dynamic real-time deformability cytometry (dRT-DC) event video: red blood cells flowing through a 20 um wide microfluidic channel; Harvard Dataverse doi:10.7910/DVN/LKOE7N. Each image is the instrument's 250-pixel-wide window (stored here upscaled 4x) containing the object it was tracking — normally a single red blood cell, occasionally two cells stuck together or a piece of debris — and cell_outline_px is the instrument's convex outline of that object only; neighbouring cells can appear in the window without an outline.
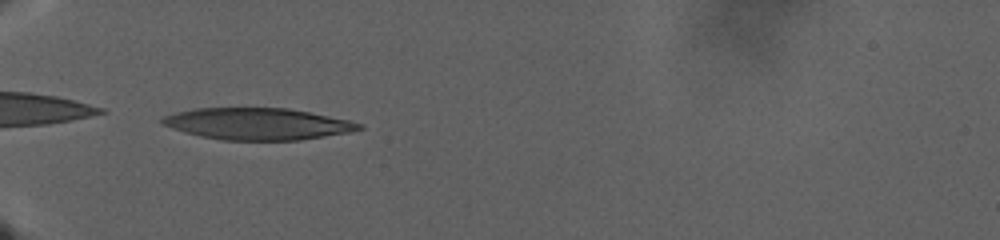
{"species": "human", "species_latin": "Homo sapiens", "temperature_condition": "warm", "stored_images_in_passage": 92, "camera_frame_rate_fps": 3000, "um_per_image_px": 0.085, "donor": {"sex": "male"}, "frame": {"image": 1, "passage_image": 1, "time_ms": 0.0, "image_size_px": [1000, 240], "cell_outline_px": [[364, 128], [352, 132], [300, 140], [220, 140], [200, 136], [184, 132], [160, 124], [160, 116], [176, 112], [196, 108], [288, 108], [348, 120], [364, 124]], "centroid_in_image_um": [21.87, 10.53], "position_along_channel_um": 63.1, "area_um2": 36.53}}
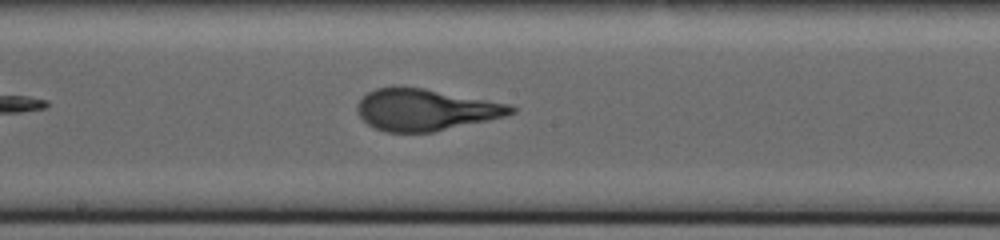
{"frame": {"image": 2, "passage_image": 34, "time_ms": 11.0, "image_size_px": [1000, 240], "cell_outline_px": [[516, 112], [508, 116], [432, 132], [384, 132], [368, 124], [356, 112], [356, 104], [368, 92], [376, 88], [392, 84], [400, 84], [424, 88], [512, 104], [516, 108]], "centroid_in_image_um": [36.16, 9.3], "position_along_channel_um": 212.0, "area_um2": 37.97}}
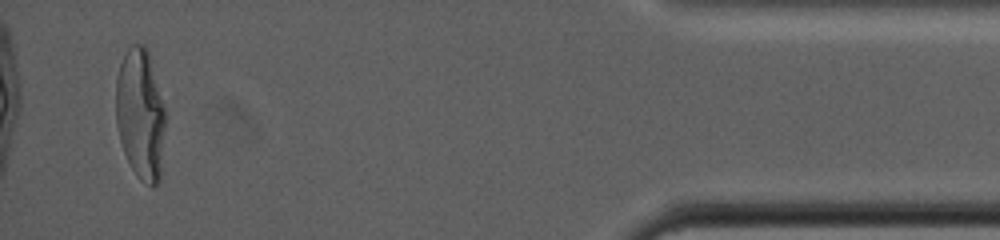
{"frame": {"image": 3, "passage_image": 87, "time_ms": 28.667, "image_size_px": [1000, 240], "cell_outline_px": [[168, 116], [160, 180], [152, 188], [140, 180], [132, 168], [124, 152], [120, 140], [116, 124], [116, 80], [120, 64], [128, 48], [132, 44], [144, 44], [148, 48]], "centroid_in_image_um": [11.99, 9.72], "position_along_channel_um": 423.2, "area_um2": 38.84}}